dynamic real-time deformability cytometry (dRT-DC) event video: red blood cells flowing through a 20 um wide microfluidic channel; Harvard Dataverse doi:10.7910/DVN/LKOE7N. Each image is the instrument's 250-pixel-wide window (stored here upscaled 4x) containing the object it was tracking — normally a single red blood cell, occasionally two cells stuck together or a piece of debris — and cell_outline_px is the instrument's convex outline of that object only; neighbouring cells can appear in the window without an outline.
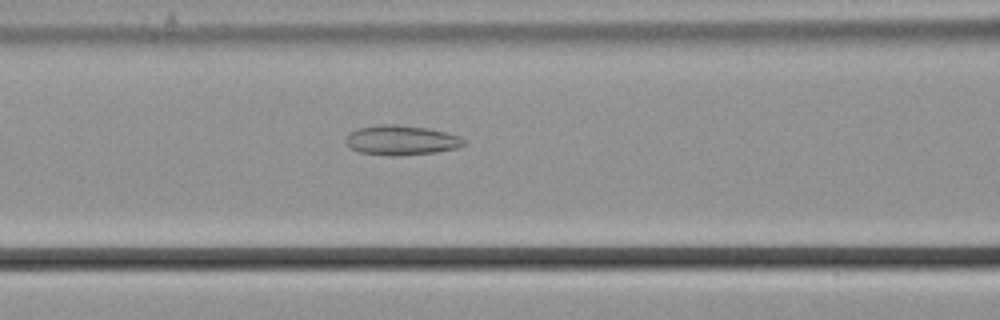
{"species": "common noctule bat (a hibernating species)", "species_latin": "Nyctalus noctula", "temperature_condition": "cold", "stored_images_in_passage": 53, "camera_frame_rate_fps": 3000, "um_per_image_px": 0.085, "animal": {"sex": "male", "body_mass_g": 21.5, "forearm_length_mm": 52.0}, "frame": {"image": 1, "passage_image": 23, "time_ms": 7.333, "image_size_px": [1000, 320], "cell_outline_px": [[464, 144], [456, 148], [436, 152], [360, 152], [352, 148], [344, 140], [348, 132], [356, 128], [384, 124], [396, 124], [428, 128], [460, 136], [464, 140]], "centroid_in_image_um": [34.1, 11.84], "position_along_channel_um": 132.5, "area_um2": 19.25}}
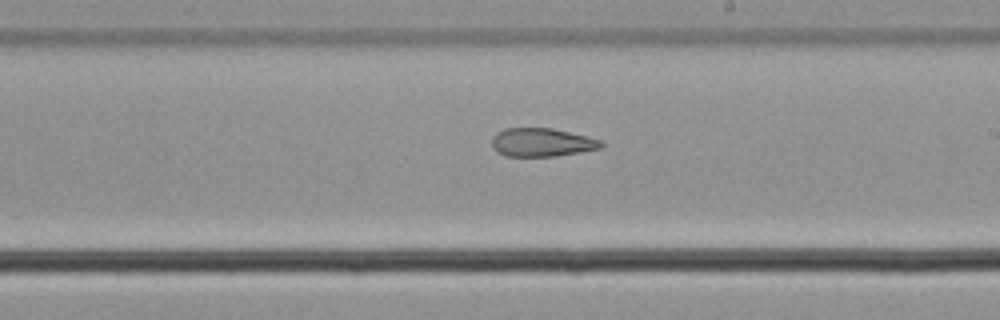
{"frame": {"image": 2, "passage_image": 32, "time_ms": 10.333, "image_size_px": [1000, 320], "cell_outline_px": [[604, 144], [600, 148], [580, 152], [556, 156], [504, 156], [496, 152], [492, 144], [492, 140], [504, 128], [552, 128], [588, 136], [600, 140]], "centroid_in_image_um": [46.07, 12.11], "position_along_channel_um": 242.9, "area_um2": 17.98}}
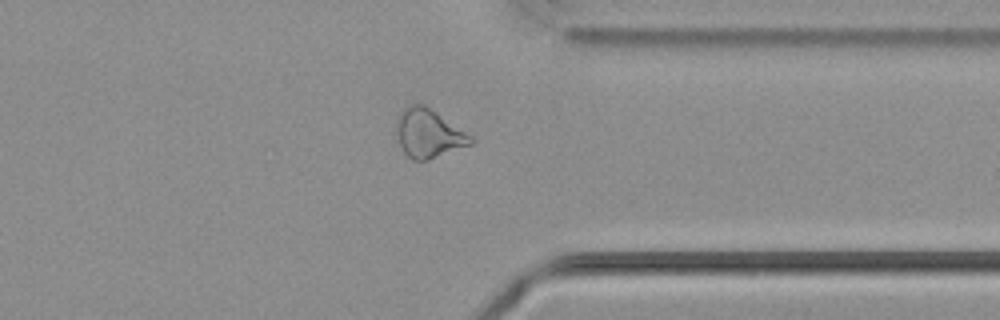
{"frame": {"image": 3, "passage_image": 43, "time_ms": 14.0, "image_size_px": [1000, 320], "cell_outline_px": [[476, 140], [472, 144], [428, 160], [412, 160], [404, 152], [400, 144], [396, 124], [396, 120], [400, 112], [408, 104], [424, 104], [472, 136]], "centroid_in_image_um": [36.43, 11.34], "position_along_channel_um": 375.0, "area_um2": 20.87}}